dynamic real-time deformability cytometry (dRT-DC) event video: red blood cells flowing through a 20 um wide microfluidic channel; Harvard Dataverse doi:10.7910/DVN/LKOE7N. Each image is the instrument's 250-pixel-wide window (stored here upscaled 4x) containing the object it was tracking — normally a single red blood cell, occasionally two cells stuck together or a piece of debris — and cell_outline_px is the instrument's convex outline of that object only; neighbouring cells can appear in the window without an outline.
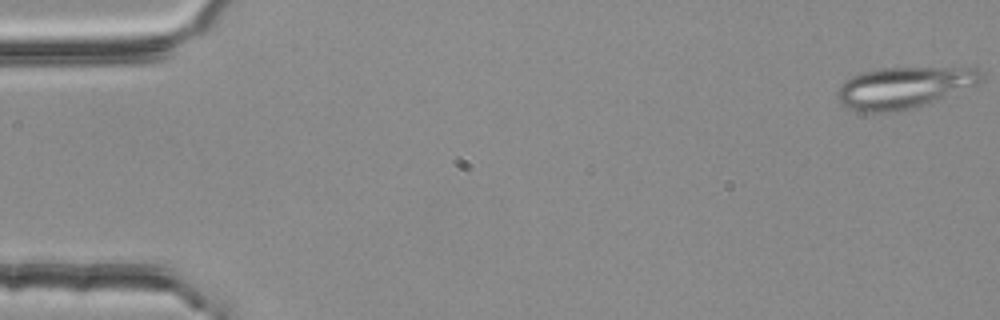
{"species": "common noctule bat (a hibernating species)", "species_latin": "Nyctalus noctula", "temperature_condition": "room temperature", "stored_images_in_passage": 54, "segment_of_instrument_passage": [1, 2], "camera_frame_rate_fps": 3000, "um_per_image_px": 0.085, "animal": {"sex": "female", "body_mass_g": 25.1}, "frame": {"image": 1, "passage_image": 1, "time_ms": 0.0, "image_size_px": [1000, 320], "cell_outline_px": [[984, 80], [980, 84], [916, 108], [888, 112], [864, 112], [848, 108], [836, 96], [836, 92], [840, 84], [844, 80], [860, 72], [880, 68], [980, 68], [984, 72]], "centroid_in_image_um": [76.87, 7.43], "position_along_channel_um": 8.1, "area_um2": 35.03}}